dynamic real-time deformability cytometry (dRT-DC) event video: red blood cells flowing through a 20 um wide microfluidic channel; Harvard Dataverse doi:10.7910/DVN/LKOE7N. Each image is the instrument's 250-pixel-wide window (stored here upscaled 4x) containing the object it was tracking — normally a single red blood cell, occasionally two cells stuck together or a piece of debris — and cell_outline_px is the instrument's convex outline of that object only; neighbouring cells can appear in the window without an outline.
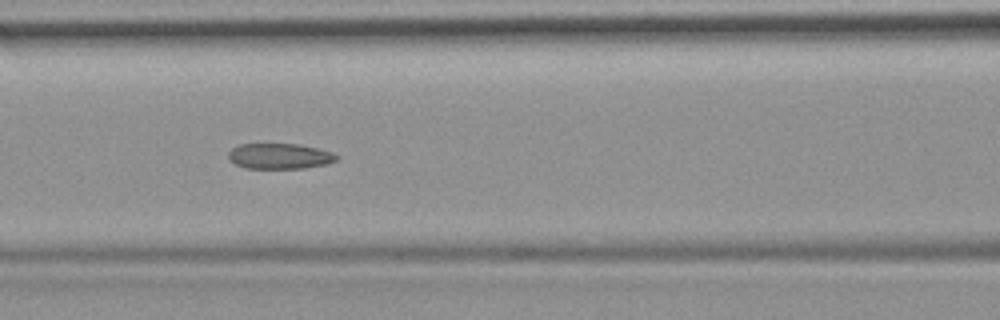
{"species": "common noctule bat (a hibernating species)", "species_latin": "Nyctalus noctula", "temperature_condition": "room temperature", "stored_images_in_passage": 43, "camera_frame_rate_fps": 3000, "um_per_image_px": 0.085, "animal": {"sex": "female", "body_mass_g": 19.9}, "frame": {"image": 1, "passage_image": 13, "time_ms": 4.0, "image_size_px": [1000, 320], "cell_outline_px": [[340, 156], [336, 160], [324, 164], [304, 168], [244, 168], [228, 160], [228, 152], [232, 148], [240, 144], [300, 144], [332, 152]], "centroid_in_image_um": [23.74, 13.27], "position_along_channel_um": 142.9, "area_um2": 16.07}, "authors_computed_cell_mechanics": {"area_um2": 17.1088, "velocity_mm_per_s": 3.7968, "shape_relaxation_time_tau1_ms": null, "shape_relaxation_time_tau2_ms": 3.3321, "deformation_change_tau1": null, "deformation_change_tau2": 0.0951}}